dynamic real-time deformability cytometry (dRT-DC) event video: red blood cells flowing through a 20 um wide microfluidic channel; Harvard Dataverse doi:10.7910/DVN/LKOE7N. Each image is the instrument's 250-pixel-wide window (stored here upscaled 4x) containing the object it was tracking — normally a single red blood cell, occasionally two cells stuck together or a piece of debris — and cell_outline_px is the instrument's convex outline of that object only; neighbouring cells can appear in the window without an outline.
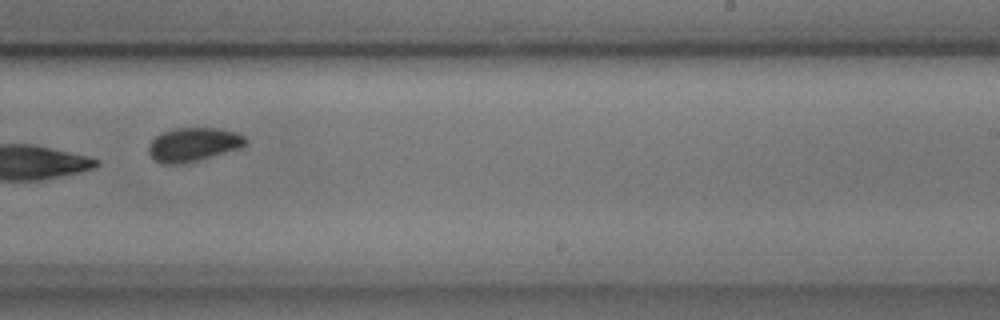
{"species": "common noctule bat (a hibernating species)", "species_latin": "Nyctalus noctula", "temperature_condition": "cold", "stored_images_in_passage": 12, "camera_frame_rate_fps": 3000, "um_per_image_px": 0.085, "animal": {"sex": "male", "body_mass_g": 17.9, "forearm_length_mm": 54.2}, "frame": {"image": 1, "passage_image": 9, "time_ms": 2.667, "image_size_px": [1000, 320], "cell_outline_px": [[248, 144], [240, 148], [196, 160], [180, 164], [160, 164], [148, 152], [148, 144], [160, 132], [176, 128], [220, 128], [236, 132], [244, 136], [248, 140]], "centroid_in_image_um": [16.43, 12.27], "position_along_channel_um": 272.6, "area_um2": 19.07}}